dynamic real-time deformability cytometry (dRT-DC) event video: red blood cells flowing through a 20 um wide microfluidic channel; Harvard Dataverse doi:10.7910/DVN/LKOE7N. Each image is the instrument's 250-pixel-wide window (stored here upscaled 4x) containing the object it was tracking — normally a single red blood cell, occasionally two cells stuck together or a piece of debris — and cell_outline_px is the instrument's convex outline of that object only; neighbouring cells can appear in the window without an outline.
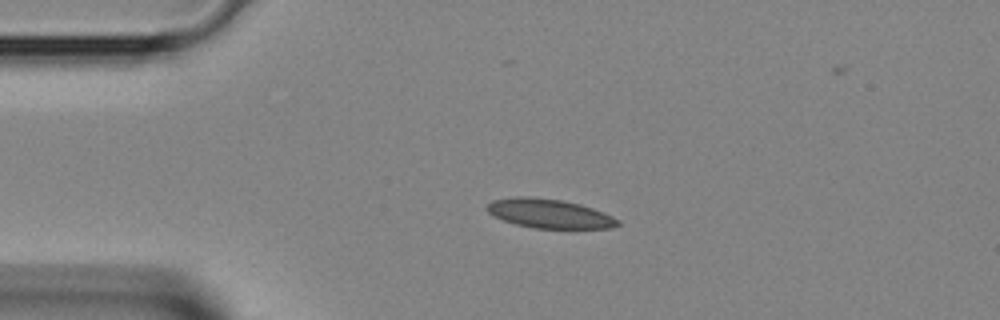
{"species": "Egyptian fruit bat (a non-hibernating species)", "species_latin": "Rousettus aegyptiacus", "temperature_condition": "room temperature", "stored_images_in_passage": 2, "camera_frame_rate_fps": 3000, "um_per_image_px": 0.085, "animal": {"sex": "female"}, "frame": {"image": 1, "passage_image": 1, "time_ms": 0.0, "image_size_px": [1000, 320], "cell_outline_px": [[620, 224], [612, 228], [536, 228], [516, 224], [504, 220], [488, 212], [488, 204], [492, 200], [512, 196], [528, 196], [560, 200], [580, 204], [604, 212], [620, 220]], "centroid_in_image_um": [46.72, 18.14], "position_along_channel_um": 38.3, "area_um2": 22.02}}